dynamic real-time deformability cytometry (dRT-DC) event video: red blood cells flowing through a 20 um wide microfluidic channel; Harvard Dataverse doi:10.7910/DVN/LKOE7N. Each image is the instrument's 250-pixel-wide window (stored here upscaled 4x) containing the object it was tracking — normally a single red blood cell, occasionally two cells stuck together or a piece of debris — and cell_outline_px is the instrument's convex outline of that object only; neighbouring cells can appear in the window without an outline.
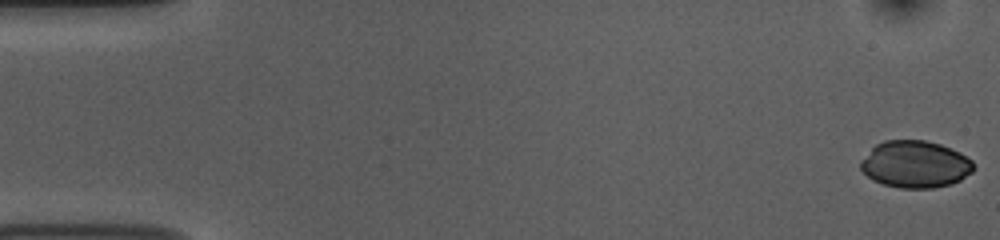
{"species": "common noctule bat (a hibernating species)", "species_latin": "Nyctalus noctula", "temperature_condition": "room temperature", "stored_images_in_passage": 53, "camera_frame_rate_fps": 3000, "um_per_image_px": 0.085, "animal": {"sex": "female", "body_mass_g": 10.0, "forearm_length_mm": 53.1}, "frame": {"image": 1, "passage_image": 1, "time_ms": 0.0, "image_size_px": [1000, 240], "cell_outline_px": [[976, 168], [972, 172], [960, 180], [952, 184], [932, 188], [900, 188], [884, 184], [872, 180], [860, 168], [860, 160], [876, 144], [884, 140], [924, 140], [940, 144], [960, 152], [972, 160]], "centroid_in_image_um": [77.81, 13.96], "position_along_channel_um": 7.2, "area_um2": 31.1}}
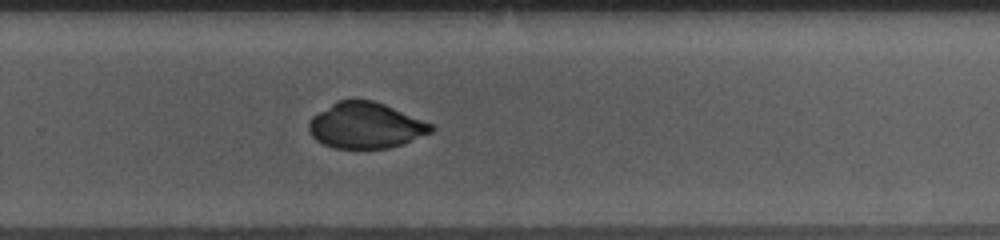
{"frame": {"image": 2, "passage_image": 35, "time_ms": 11.333, "image_size_px": [1000, 240], "cell_outline_px": [[436, 128], [432, 132], [404, 144], [388, 148], [332, 148], [316, 140], [308, 132], [308, 124], [312, 116], [336, 100], [372, 100], [384, 104], [432, 124]], "centroid_in_image_um": [31.06, 10.67], "position_along_channel_um": 298.7, "area_um2": 32.71}}
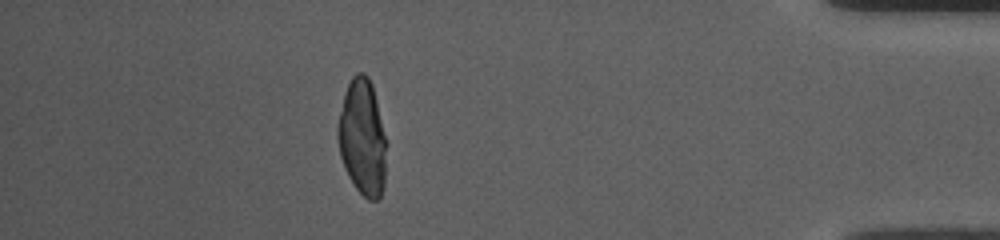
{"frame": {"image": 3, "passage_image": 47, "time_ms": 15.333, "image_size_px": [1000, 240], "cell_outline_px": [[384, 188], [380, 196], [376, 200], [368, 200], [356, 188], [348, 176], [344, 168], [340, 156], [336, 136], [336, 124], [344, 92], [352, 76], [356, 72], [364, 72], [368, 76], [372, 84], [376, 100], [384, 136]], "centroid_in_image_um": [30.74, 11.66], "position_along_channel_um": 404.5, "area_um2": 32.71}}